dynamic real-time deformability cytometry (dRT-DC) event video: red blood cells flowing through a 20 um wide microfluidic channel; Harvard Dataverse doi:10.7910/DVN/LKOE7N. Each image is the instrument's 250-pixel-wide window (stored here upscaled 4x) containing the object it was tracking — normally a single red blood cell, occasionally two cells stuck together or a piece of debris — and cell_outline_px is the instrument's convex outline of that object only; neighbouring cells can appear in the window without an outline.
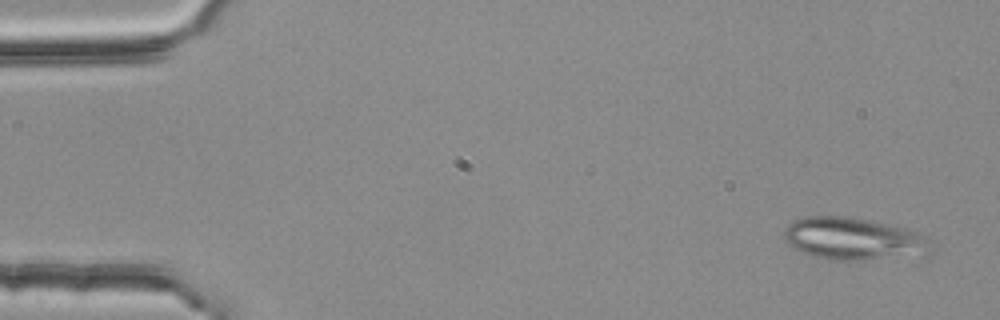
{"species": "common noctule bat (a hibernating species)", "species_latin": "Nyctalus noctula", "temperature_condition": "room temperature", "stored_images_in_passage": 4, "camera_frame_rate_fps": 3000, "um_per_image_px": 0.085, "animal": {"sex": "female", "body_mass_g": 25.1}, "frame": {"image": 1, "passage_image": 1, "time_ms": 0.0, "image_size_px": [1000, 320], "cell_outline_px": [[936, 240], [932, 252], [928, 256], [860, 260], [832, 260], [812, 256], [792, 248], [784, 236], [784, 232], [788, 224], [792, 220], [804, 216], [848, 216], [888, 224], [904, 228], [928, 236]], "centroid_in_image_um": [72.66, 20.32], "position_along_channel_um": 12.3, "area_um2": 37.22}}